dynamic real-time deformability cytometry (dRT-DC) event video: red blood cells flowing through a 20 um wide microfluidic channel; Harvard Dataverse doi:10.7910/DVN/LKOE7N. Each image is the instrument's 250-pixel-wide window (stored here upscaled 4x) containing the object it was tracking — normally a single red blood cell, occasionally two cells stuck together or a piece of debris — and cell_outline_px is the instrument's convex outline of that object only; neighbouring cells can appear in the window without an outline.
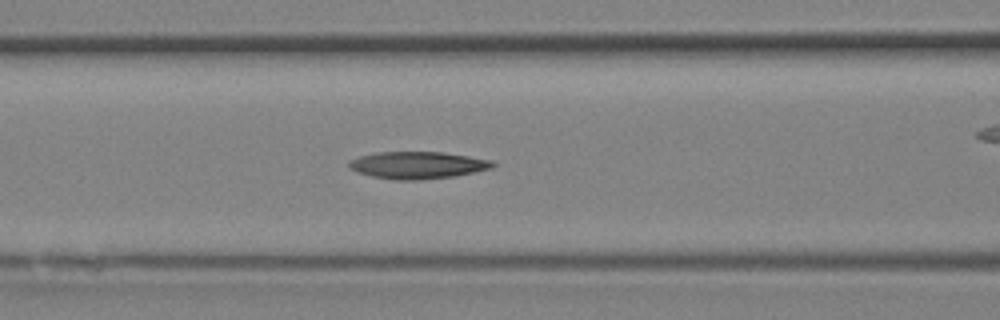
{"species": "Egyptian fruit bat (a non-hibernating species)", "species_latin": "Rousettus aegyptiacus", "temperature_condition": "room temperature", "stored_images_in_passage": 13, "camera_frame_rate_fps": 3000, "um_per_image_px": 0.085, "animal": {"sex": "female"}, "frame": {"image": 1, "passage_image": 8, "time_ms": 2.333, "image_size_px": [1000, 320], "cell_outline_px": [[496, 164], [492, 168], [456, 176], [420, 180], [396, 180], [372, 176], [356, 172], [348, 168], [348, 160], [360, 156], [376, 152], [440, 152], [468, 156], [492, 160]], "centroid_in_image_um": [35.47, 14.04], "position_along_channel_um": 131.1, "area_um2": 22.83}}
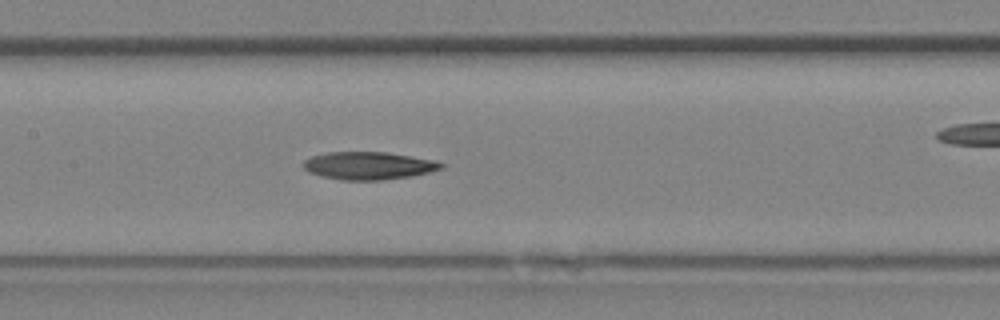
{"frame": {"image": 2, "passage_image": 10, "time_ms": 3.0, "image_size_px": [1000, 320], "cell_outline_px": [[444, 168], [412, 176], [380, 180], [340, 180], [320, 176], [308, 172], [304, 168], [304, 160], [312, 156], [328, 152], [384, 152], [436, 160], [444, 164]], "centroid_in_image_um": [31.32, 14.08], "position_along_channel_um": 176.1, "area_um2": 22.25}}